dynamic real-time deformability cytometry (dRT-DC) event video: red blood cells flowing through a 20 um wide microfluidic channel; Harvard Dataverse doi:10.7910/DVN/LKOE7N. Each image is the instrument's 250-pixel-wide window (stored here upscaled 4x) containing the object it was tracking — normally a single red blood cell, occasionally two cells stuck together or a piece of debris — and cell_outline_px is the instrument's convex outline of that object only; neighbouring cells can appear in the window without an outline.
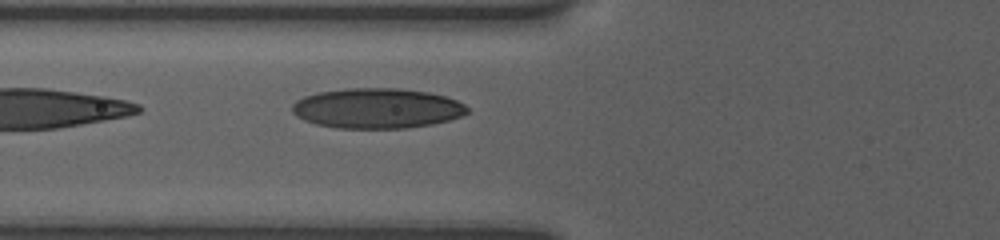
{"species": "human", "species_latin": "Homo sapiens", "temperature_condition": "room temperature", "stored_images_in_passage": 3, "camera_frame_rate_fps": 3000, "um_per_image_px": 0.085, "donor": {"sex": "female"}, "frame": {"image": 1, "passage_image": 3, "time_ms": 1.333, "image_size_px": [1000, 240], "cell_outline_px": [[468, 112], [460, 116], [448, 120], [432, 124], [404, 128], [336, 128], [316, 124], [304, 120], [296, 116], [292, 112], [292, 104], [296, 100], [304, 96], [320, 92], [344, 88], [400, 88], [428, 92], [444, 96], [456, 100], [464, 104], [468, 108]], "centroid_in_image_um": [32.02, 9.2], "position_along_channel_um": 93.8, "area_um2": 40.98}}